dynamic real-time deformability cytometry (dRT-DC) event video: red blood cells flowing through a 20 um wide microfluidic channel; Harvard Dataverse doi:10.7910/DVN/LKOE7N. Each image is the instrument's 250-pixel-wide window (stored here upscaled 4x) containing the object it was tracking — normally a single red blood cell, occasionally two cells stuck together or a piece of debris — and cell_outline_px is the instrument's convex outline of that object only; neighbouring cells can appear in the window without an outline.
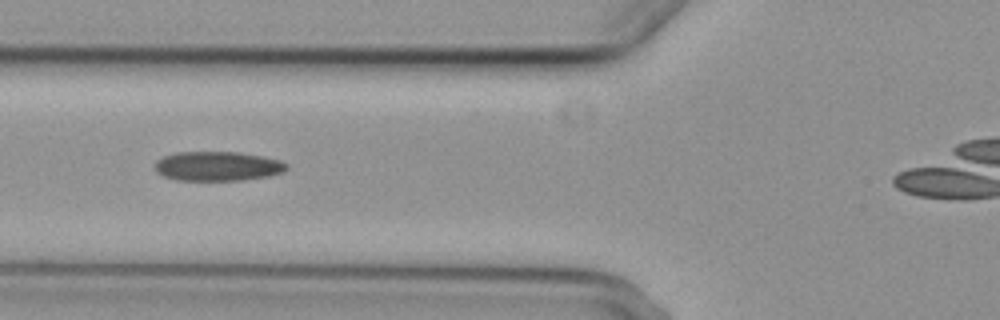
{"species": "common noctule bat (a hibernating species)", "species_latin": "Nyctalus noctula", "temperature_condition": "cold", "stored_images_in_passage": 7, "camera_frame_rate_fps": 3000, "um_per_image_px": 0.085, "animal": {"sex": "female", "body_mass_g": 29.2, "forearm_length_mm": 56.3}, "frame": {"image": 1, "passage_image": 5, "time_ms": 4.667, "image_size_px": [1000, 320], "cell_outline_px": [[288, 168], [284, 172], [268, 176], [240, 180], [176, 180], [164, 176], [156, 172], [156, 160], [164, 156], [176, 152], [240, 152], [264, 156], [280, 160], [288, 164]], "centroid_in_image_um": [18.52, 14.12], "position_along_channel_um": 107.3, "area_um2": 22.66}}
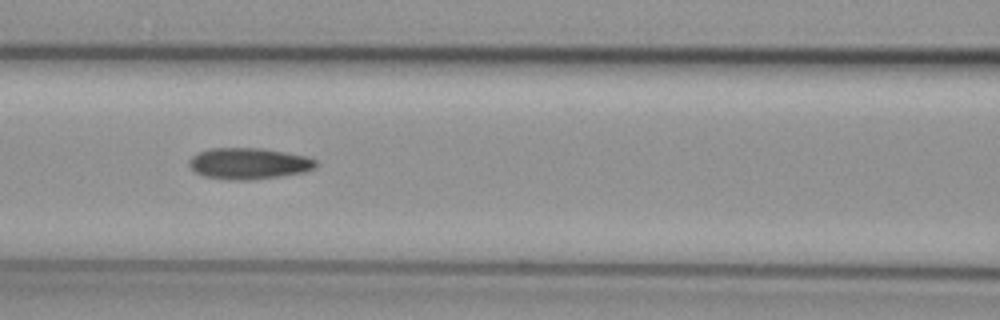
{"frame": {"image": 2, "passage_image": 6, "time_ms": 5.667, "image_size_px": [1000, 320], "cell_outline_px": [[320, 164], [316, 168], [304, 172], [280, 176], [244, 180], [228, 180], [204, 176], [196, 172], [188, 164], [188, 160], [192, 156], [208, 148], [264, 148], [288, 152], [308, 156], [316, 160]], "centroid_in_image_um": [21.19, 13.89], "position_along_channel_um": 145.4, "area_um2": 23.35}}
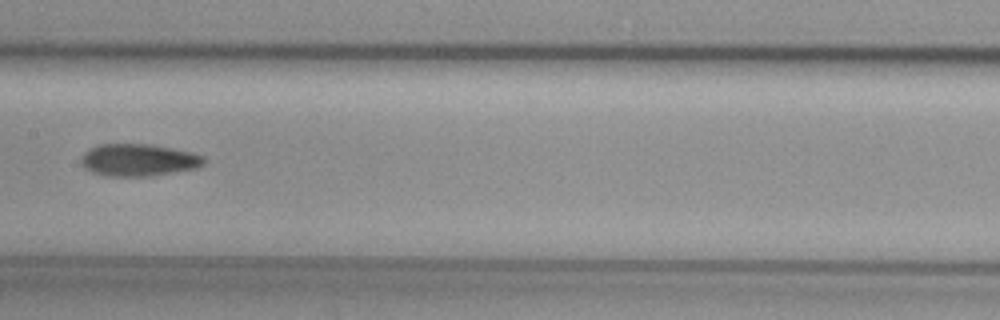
{"frame": {"image": 3, "passage_image": 7, "time_ms": 7.0, "image_size_px": [1000, 320], "cell_outline_px": [[204, 164], [196, 168], [152, 176], [104, 176], [92, 172], [84, 168], [80, 164], [80, 160], [84, 152], [88, 148], [96, 144], [152, 144], [192, 152], [204, 156]], "centroid_in_image_um": [11.73, 13.6], "position_along_channel_um": 195.7, "area_um2": 23.35}}